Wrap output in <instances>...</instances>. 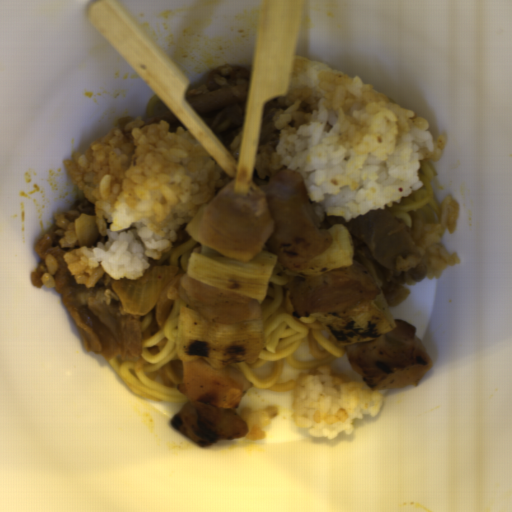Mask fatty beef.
I'll list each match as a JSON object with an SVG mask.
<instances>
[{
  "label": "fatty beef",
  "mask_w": 512,
  "mask_h": 512,
  "mask_svg": "<svg viewBox=\"0 0 512 512\" xmlns=\"http://www.w3.org/2000/svg\"><path fill=\"white\" fill-rule=\"evenodd\" d=\"M65 235L63 228L54 225L35 243L34 251L41 262L31 272V283L38 289L44 285L42 277L48 271L45 258L51 255L58 265L53 275L55 289L78 331L84 349L103 356L105 361L139 358L144 341L160 328L156 316L142 330V315H132L123 309L112 287L117 280L107 273L92 288L77 283L65 263L64 255L68 248L60 244Z\"/></svg>",
  "instance_id": "8fa450e3"
},
{
  "label": "fatty beef",
  "mask_w": 512,
  "mask_h": 512,
  "mask_svg": "<svg viewBox=\"0 0 512 512\" xmlns=\"http://www.w3.org/2000/svg\"><path fill=\"white\" fill-rule=\"evenodd\" d=\"M188 224L185 223L177 229L175 241H172L170 248L166 252H162L160 258H149L150 268L153 266H171L170 258L173 252L181 245L188 243L192 237L186 230Z\"/></svg>",
  "instance_id": "2513f850"
},
{
  "label": "fatty beef",
  "mask_w": 512,
  "mask_h": 512,
  "mask_svg": "<svg viewBox=\"0 0 512 512\" xmlns=\"http://www.w3.org/2000/svg\"><path fill=\"white\" fill-rule=\"evenodd\" d=\"M337 224L344 225L350 235L353 261L370 271L389 307L409 297L410 291L404 284L413 285L425 279L427 265L392 210H370L351 221L327 214L320 223L326 231Z\"/></svg>",
  "instance_id": "1bbc456c"
},
{
  "label": "fatty beef",
  "mask_w": 512,
  "mask_h": 512,
  "mask_svg": "<svg viewBox=\"0 0 512 512\" xmlns=\"http://www.w3.org/2000/svg\"><path fill=\"white\" fill-rule=\"evenodd\" d=\"M293 103V99L280 96L271 98L263 105L259 146H271L275 150L278 149L280 131L275 127V119L281 111L289 108Z\"/></svg>",
  "instance_id": "51303b74"
},
{
  "label": "fatty beef",
  "mask_w": 512,
  "mask_h": 512,
  "mask_svg": "<svg viewBox=\"0 0 512 512\" xmlns=\"http://www.w3.org/2000/svg\"><path fill=\"white\" fill-rule=\"evenodd\" d=\"M95 213L96 205L94 202H91L88 199L80 203L74 210L68 211L64 216L67 217L68 221L75 223L76 219L79 218L82 214L95 216Z\"/></svg>",
  "instance_id": "6575b59f"
},
{
  "label": "fatty beef",
  "mask_w": 512,
  "mask_h": 512,
  "mask_svg": "<svg viewBox=\"0 0 512 512\" xmlns=\"http://www.w3.org/2000/svg\"><path fill=\"white\" fill-rule=\"evenodd\" d=\"M161 121L167 122L169 133L177 131L178 128H182L185 131L187 130V128L176 118V116L168 110H166L162 114L155 115L153 117L143 120V123L147 126L151 124L160 123Z\"/></svg>",
  "instance_id": "7934fd38"
},
{
  "label": "fatty beef",
  "mask_w": 512,
  "mask_h": 512,
  "mask_svg": "<svg viewBox=\"0 0 512 512\" xmlns=\"http://www.w3.org/2000/svg\"><path fill=\"white\" fill-rule=\"evenodd\" d=\"M250 76L247 67L221 66L185 95L194 113L226 149L244 129Z\"/></svg>",
  "instance_id": "5ad873be"
}]
</instances>
